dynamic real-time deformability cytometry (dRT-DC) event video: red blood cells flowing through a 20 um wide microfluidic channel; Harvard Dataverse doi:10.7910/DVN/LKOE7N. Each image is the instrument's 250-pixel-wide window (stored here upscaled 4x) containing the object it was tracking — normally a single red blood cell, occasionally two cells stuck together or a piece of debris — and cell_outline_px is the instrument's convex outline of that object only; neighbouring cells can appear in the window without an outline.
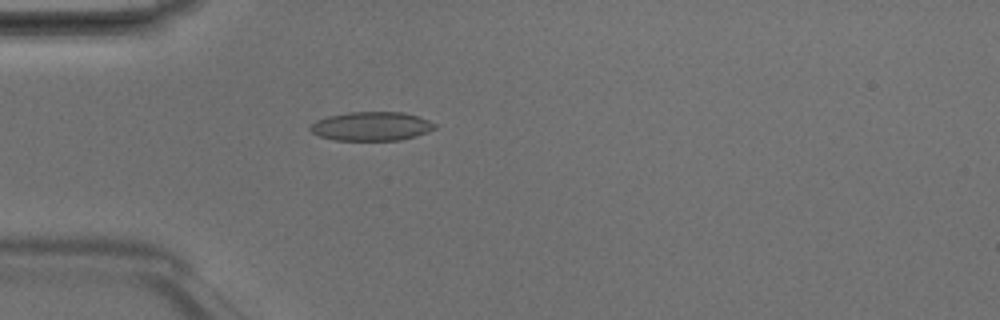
{"species": "Egyptian fruit bat (a non-hibernating species)", "species_latin": "Rousettus aegyptiacus", "temperature_condition": "room temperature", "stored_images_in_passage": 35, "camera_frame_rate_fps": 3000, "um_per_image_px": 0.085, "animal": {"sex": "male"}, "frame": {"image": 1, "passage_image": 1, "time_ms": 0.0, "image_size_px": [1000, 320], "cell_outline_px": [[436, 128], [428, 132], [416, 136], [400, 140], [336, 140], [320, 136], [312, 132], [308, 128], [316, 120], [328, 116], [348, 112], [404, 112], [428, 120], [436, 124]], "centroid_in_image_um": [31.58, 10.73], "position_along_channel_um": 53.4, "area_um2": 20.92}}
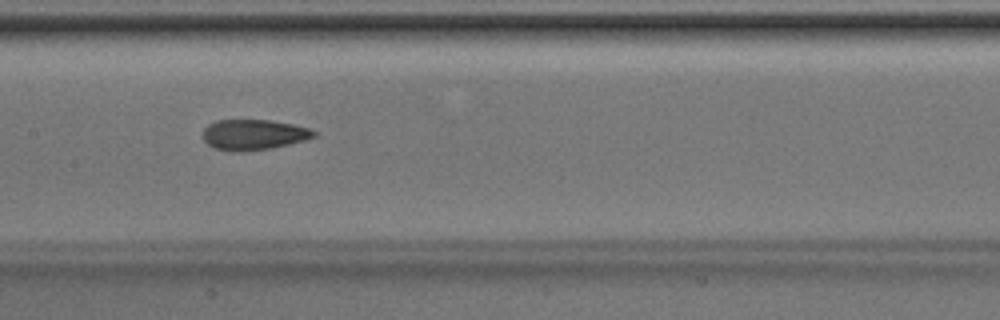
{"frame": {"image": 2, "passage_image": 11, "time_ms": 3.333, "image_size_px": [1000, 320], "cell_outline_px": [[316, 136], [304, 140], [272, 148], [236, 152], [232, 152], [216, 148], [208, 144], [204, 140], [204, 128], [208, 124], [216, 120], [268, 120], [292, 124], [308, 128], [316, 132]], "centroid_in_image_um": [21.54, 11.44], "position_along_channel_um": 185.9, "area_um2": 19.54}}
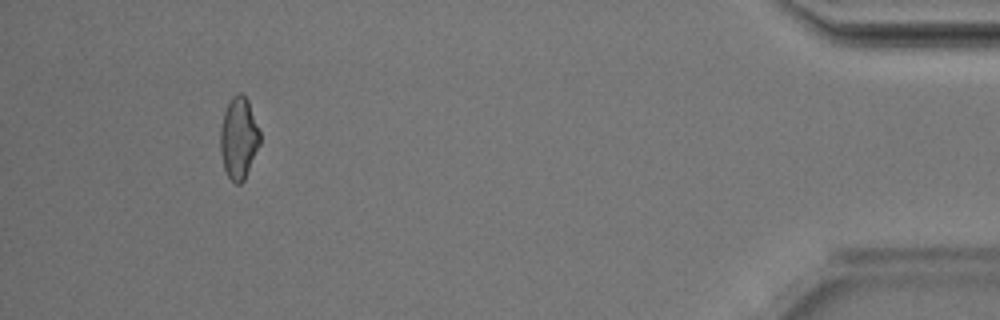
{"frame": {"image": 3, "passage_image": 32, "time_ms": 10.333, "image_size_px": [1000, 320], "cell_outline_px": [[260, 144], [244, 180], [240, 184], [236, 184], [228, 176], [224, 168], [220, 152], [220, 132], [224, 112], [232, 96], [236, 92], [240, 92], [248, 100], [260, 132]], "centroid_in_image_um": [20.29, 11.73], "position_along_channel_um": 414.9, "area_um2": 18.79}, "authors_computed_cell_mechanics": {"area_um2": 19.5364, "velocity_mm_per_s": 4.1995, "shape_relaxation_time_tau1_ms": 7.2312, "shape_relaxation_time_tau2_ms": 1.994, "deformation_change_tau1": 0.1712, "deformation_change_tau2": 0.0974}}